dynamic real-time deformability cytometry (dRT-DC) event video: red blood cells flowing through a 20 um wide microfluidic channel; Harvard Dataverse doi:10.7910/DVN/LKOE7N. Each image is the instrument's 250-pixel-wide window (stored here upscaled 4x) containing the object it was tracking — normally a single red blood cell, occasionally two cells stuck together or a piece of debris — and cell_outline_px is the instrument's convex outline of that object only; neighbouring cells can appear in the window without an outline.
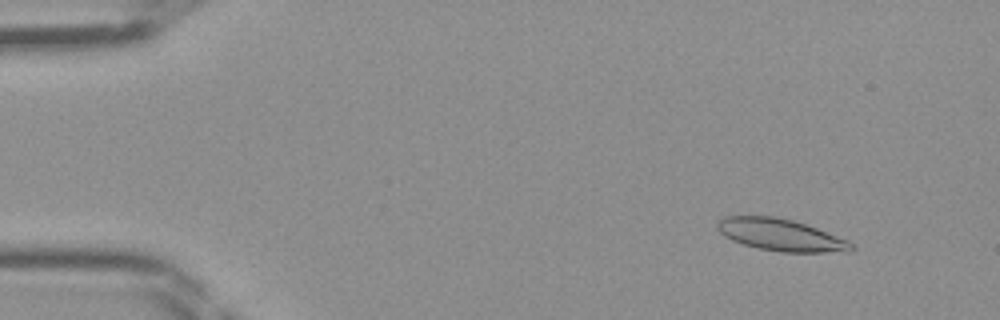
{"species": "Egyptian fruit bat (a non-hibernating species)", "species_latin": "Rousettus aegyptiacus", "temperature_condition": "room temperature", "stored_images_in_passage": 45, "camera_frame_rate_fps": 3000, "um_per_image_px": 0.085, "frame": {"image": 1, "passage_image": 4, "time_ms": 1.0, "image_size_px": [1000, 320], "cell_outline_px": [[856, 248], [848, 252], [780, 252], [760, 248], [744, 244], [732, 240], [724, 236], [716, 228], [716, 224], [724, 216], [776, 216], [792, 220], [816, 228], [848, 240], [856, 244]], "centroid_in_image_um": [66.39, 19.97], "position_along_channel_um": 18.6, "area_um2": 24.97}}
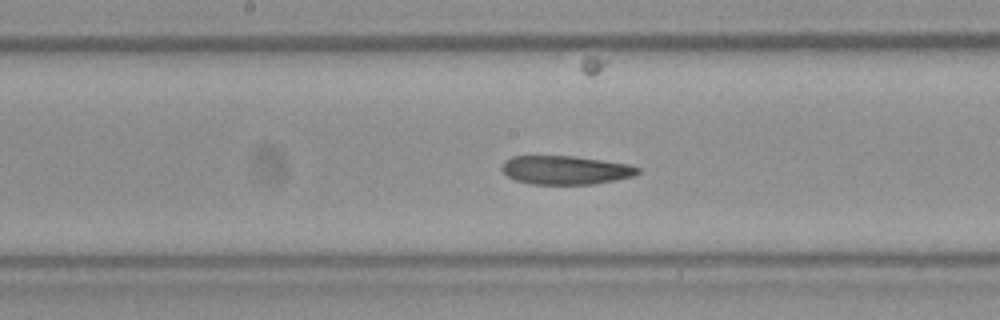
{"frame": {"image": 2, "passage_image": 23, "time_ms": 7.333, "image_size_px": [1000, 320], "cell_outline_px": [[640, 172], [632, 176], [616, 180], [592, 184], [532, 184], [516, 180], [508, 176], [500, 168], [504, 160], [512, 156], [572, 156], [628, 164], [640, 168]], "centroid_in_image_um": [48.04, 14.45], "position_along_channel_um": 200.2, "area_um2": 22.6}}
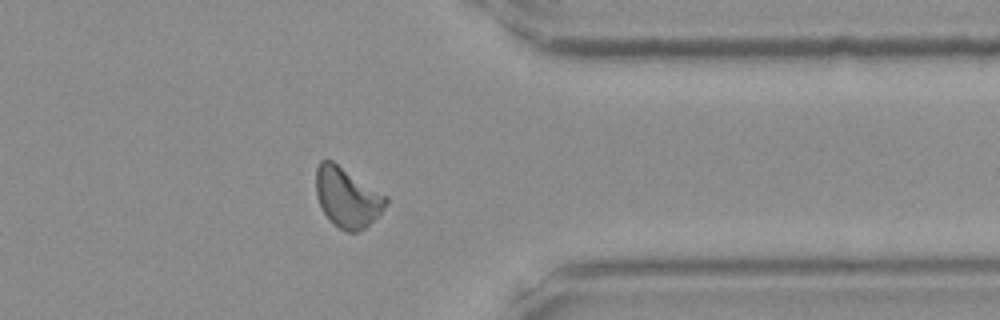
{"frame": {"image": 3, "passage_image": 36, "time_ms": 11.667, "image_size_px": [1000, 320], "cell_outline_px": [[388, 204], [364, 228], [356, 232], [348, 232], [340, 228], [324, 212], [316, 196], [316, 168], [320, 160], [332, 160], [388, 196]], "centroid_in_image_um": [29.52, 16.74], "position_along_channel_um": 381.9, "area_um2": 24.04}}